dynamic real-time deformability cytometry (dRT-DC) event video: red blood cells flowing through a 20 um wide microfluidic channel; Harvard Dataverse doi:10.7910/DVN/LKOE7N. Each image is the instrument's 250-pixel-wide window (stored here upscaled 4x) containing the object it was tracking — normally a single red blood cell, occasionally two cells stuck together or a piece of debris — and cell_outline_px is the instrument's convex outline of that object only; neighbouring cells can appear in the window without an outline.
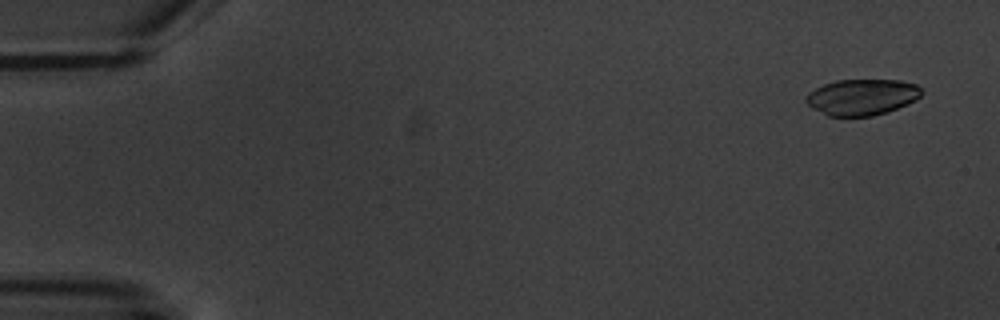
{"species": "common noctule bat (a hibernating species)", "species_latin": "Nyctalus noctula", "temperature_condition": "warm", "stored_images_in_passage": 6, "camera_frame_rate_fps": 3000, "um_per_image_px": 0.085, "animal": {"sex": "male", "body_mass_g": 20.1, "forearm_length_mm": 53.5}, "frame": {"image": 1, "passage_image": 1, "time_ms": 0.0, "image_size_px": [1000, 320], "cell_outline_px": [[924, 92], [916, 100], [888, 112], [872, 116], [828, 116], [812, 108], [804, 100], [804, 96], [808, 92], [824, 84], [836, 80], [900, 80], [916, 84]], "centroid_in_image_um": [73.26, 8.25], "position_along_channel_um": 11.7, "area_um2": 24.45}}